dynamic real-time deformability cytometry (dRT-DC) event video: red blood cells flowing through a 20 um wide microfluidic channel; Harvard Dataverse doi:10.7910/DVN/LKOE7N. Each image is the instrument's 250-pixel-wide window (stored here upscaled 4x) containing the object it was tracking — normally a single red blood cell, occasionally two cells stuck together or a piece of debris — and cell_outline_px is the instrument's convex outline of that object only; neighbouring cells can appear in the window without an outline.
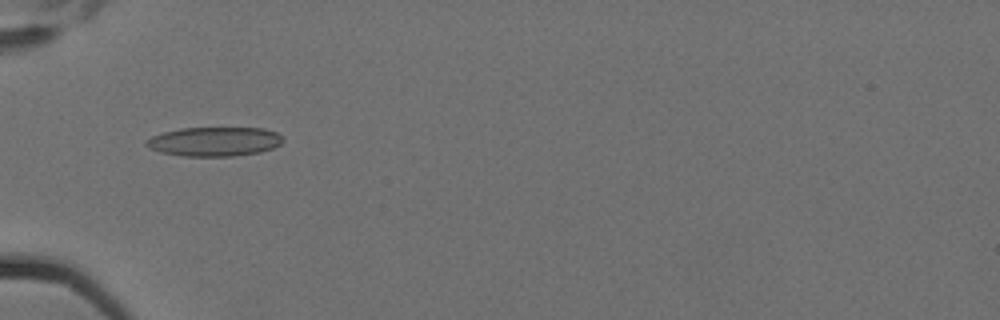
{"species": "Egyptian fruit bat (a non-hibernating species)", "species_latin": "Rousettus aegyptiacus", "temperature_condition": "cold", "stored_images_in_passage": 7, "camera_frame_rate_fps": 3000, "um_per_image_px": 0.085, "animal": {"sex": "female"}, "frame": {"image": 1, "passage_image": 6, "time_ms": 1.667, "image_size_px": [1000, 320], "cell_outline_px": [[284, 140], [280, 144], [272, 148], [260, 152], [232, 156], [184, 156], [160, 152], [148, 148], [144, 144], [144, 140], [152, 136], [164, 132], [180, 128], [264, 128], [276, 132]], "centroid_in_image_um": [18.19, 12.03], "position_along_channel_um": 66.8, "area_um2": 23.29}}
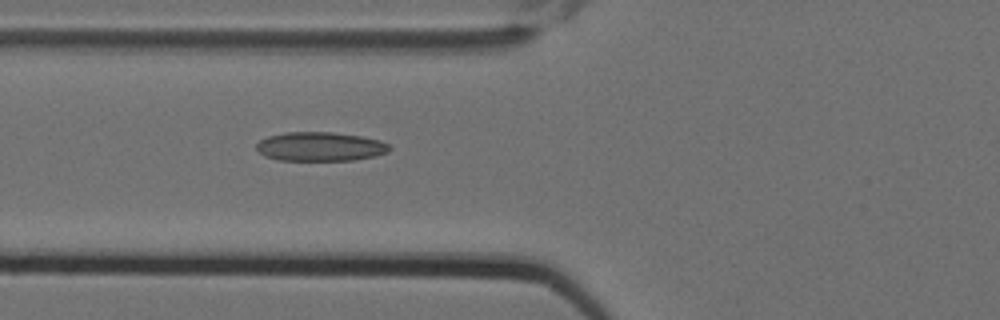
{"frame": {"image": 2, "passage_image": 7, "time_ms": 2.0, "image_size_px": [1000, 320], "cell_outline_px": [[392, 148], [388, 152], [376, 156], [352, 160], [276, 160], [264, 156], [256, 148], [256, 144], [260, 140], [268, 136], [284, 132], [332, 132], [360, 136], [380, 140], [388, 144]], "centroid_in_image_um": [27.21, 12.46], "position_along_channel_um": 98.6, "area_um2": 22.6}}